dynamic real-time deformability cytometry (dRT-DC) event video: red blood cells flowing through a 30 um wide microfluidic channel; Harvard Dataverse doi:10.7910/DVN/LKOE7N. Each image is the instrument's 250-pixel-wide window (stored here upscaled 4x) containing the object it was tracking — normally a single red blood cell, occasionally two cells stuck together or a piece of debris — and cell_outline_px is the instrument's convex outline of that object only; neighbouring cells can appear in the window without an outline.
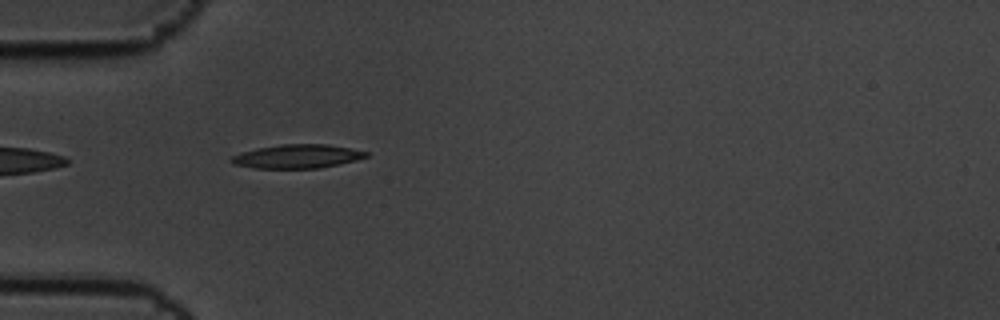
{"species": "common noctule bat (a hibernating species)", "species_latin": "Nyctalus noctula", "temperature_condition": "cold", "stored_images_in_passage": 2, "camera_frame_rate_fps": 3000, "um_per_image_px": 0.085, "animal": {"sex": "male", "body_mass_g": 19.5, "forearm_length_mm": 54.6}, "frame": {"image": 1, "passage_image": 1, "time_ms": 0.0, "image_size_px": [1000, 320], "cell_outline_px": [[368, 156], [356, 160], [320, 168], [252, 168], [236, 164], [228, 160], [232, 156], [240, 152], [256, 148], [284, 144], [328, 144], [352, 148], [368, 152]], "centroid_in_image_um": [25.26, 13.28], "position_along_channel_um": 59.7, "area_um2": 18.67}}